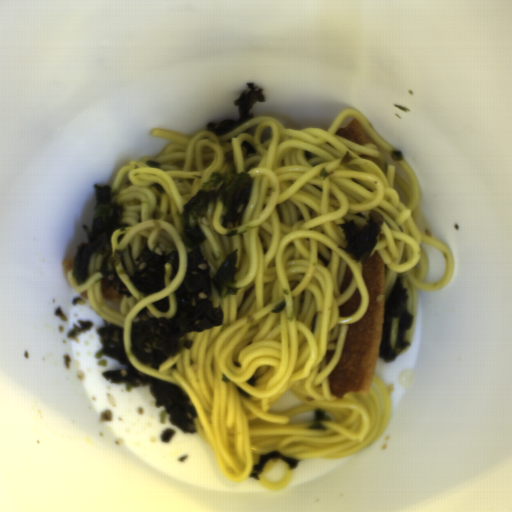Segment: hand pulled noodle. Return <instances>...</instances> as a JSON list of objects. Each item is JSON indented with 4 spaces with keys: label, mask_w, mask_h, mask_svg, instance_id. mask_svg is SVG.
I'll use <instances>...</instances> for the list:
<instances>
[{
    "label": "hand pulled noodle",
    "mask_w": 512,
    "mask_h": 512,
    "mask_svg": "<svg viewBox=\"0 0 512 512\" xmlns=\"http://www.w3.org/2000/svg\"><path fill=\"white\" fill-rule=\"evenodd\" d=\"M149 134L169 141L156 155L129 160L110 185L111 203L123 205L120 223L128 224L111 234L112 254L125 251L114 272L132 296L112 285L105 289L101 266L107 261L96 252L86 282L76 284L73 267L68 271L70 286L104 320L122 327L134 369L188 396L195 430L224 478L254 479L281 491L301 461L347 457L372 445L389 424L388 384L375 373L368 391L337 397L329 381L350 324L370 307L365 265L339 249L346 238L337 224L354 220L363 228L369 214L383 221L370 257L377 251L384 263L385 304L398 278L408 291L411 345L418 290L446 289L456 275L451 248L428 232L407 158L348 107L328 130L286 129L263 115L221 136L203 128L194 136L157 127ZM230 150L237 171L254 177L243 224L223 227L226 207L212 203L199 225L212 277L238 248L239 290L222 299L212 284L224 324L181 337L192 347L157 371L135 357L131 324L175 315L191 249L181 210L214 171H225ZM144 245L158 254L176 249L180 260L171 282L165 262L166 287L148 297L130 281Z\"/></svg>",
    "instance_id": "1"
}]
</instances>
